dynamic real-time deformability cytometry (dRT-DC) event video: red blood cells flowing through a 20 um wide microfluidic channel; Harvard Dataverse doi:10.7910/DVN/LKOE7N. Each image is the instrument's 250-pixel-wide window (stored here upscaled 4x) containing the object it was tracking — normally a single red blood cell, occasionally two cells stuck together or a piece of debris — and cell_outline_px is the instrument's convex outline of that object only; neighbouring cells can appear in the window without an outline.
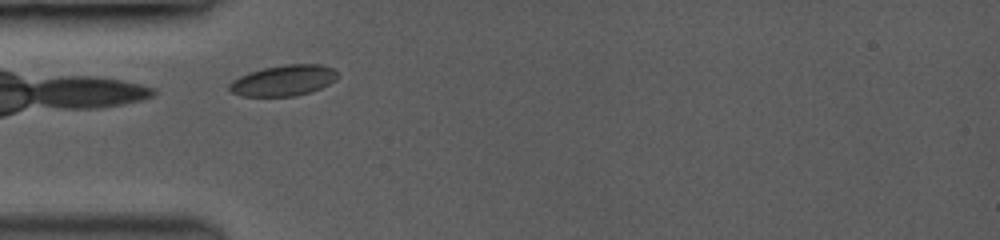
{"species": "common noctule bat (a hibernating species)", "species_latin": "Nyctalus noctula", "temperature_condition": "room temperature", "stored_images_in_passage": 36, "camera_frame_rate_fps": 3500, "um_per_image_px": 0.085, "animal": {"sex": "female", "body_mass_g": 19.0, "forearm_length_mm": 53.3}, "frame": {"image": 1, "passage_image": 2, "time_ms": 0.286, "image_size_px": [1000, 240], "cell_outline_px": [[336, 80], [320, 88], [308, 92], [292, 96], [244, 96], [232, 92], [228, 88], [228, 84], [232, 80], [248, 72], [264, 68], [284, 64], [320, 64], [332, 68], [336, 72]], "centroid_in_image_um": [24.07, 6.83], "position_along_channel_um": 60.9, "area_um2": 19.25}}
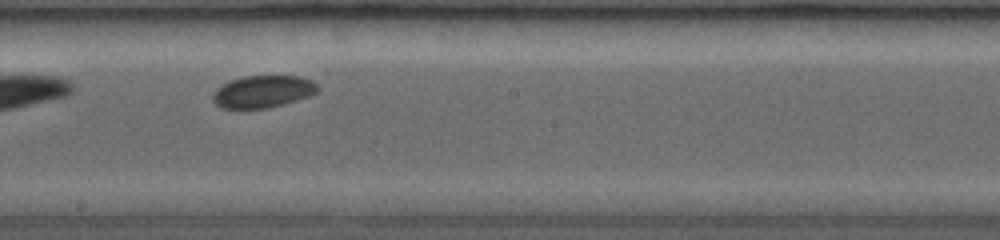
{"frame": {"image": 2, "passage_image": 17, "time_ms": 4.571, "image_size_px": [1000, 240], "cell_outline_px": [[320, 88], [316, 92], [308, 96], [280, 104], [264, 108], [224, 108], [216, 104], [212, 100], [212, 96], [216, 88], [232, 80], [244, 76], [300, 76], [312, 80]], "centroid_in_image_um": [22.34, 7.77], "position_along_channel_um": 225.9, "area_um2": 19.31}}
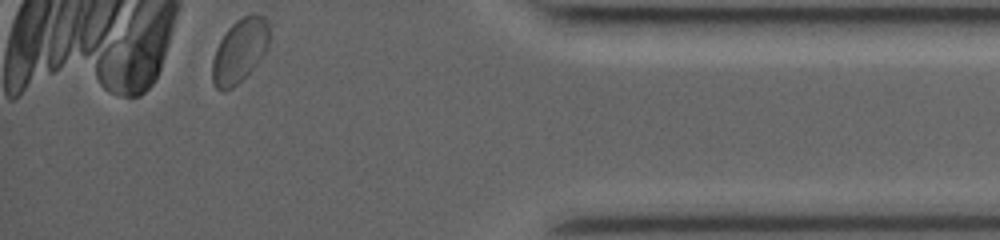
{"frame": {"image": 3, "passage_image": 36, "time_ms": 10.0, "image_size_px": [1000, 240], "cell_outline_px": [[268, 48], [264, 56], [232, 88], [224, 92], [220, 92], [212, 84], [212, 60], [216, 48], [220, 40], [228, 28], [236, 20], [244, 16], [260, 16], [268, 24]], "centroid_in_image_um": [20.33, 4.37], "position_along_channel_um": 414.9, "area_um2": 20.87}, "authors_computed_cell_mechanics": {"area_um2": 19.5653, "velocity_mm_per_s": 3.9095, "shape_relaxation_time_tau1_ms": null, "shape_relaxation_time_tau2_ms": 0.6516, "deformation_change_tau1": null, "deformation_change_tau2": 0.0234}}